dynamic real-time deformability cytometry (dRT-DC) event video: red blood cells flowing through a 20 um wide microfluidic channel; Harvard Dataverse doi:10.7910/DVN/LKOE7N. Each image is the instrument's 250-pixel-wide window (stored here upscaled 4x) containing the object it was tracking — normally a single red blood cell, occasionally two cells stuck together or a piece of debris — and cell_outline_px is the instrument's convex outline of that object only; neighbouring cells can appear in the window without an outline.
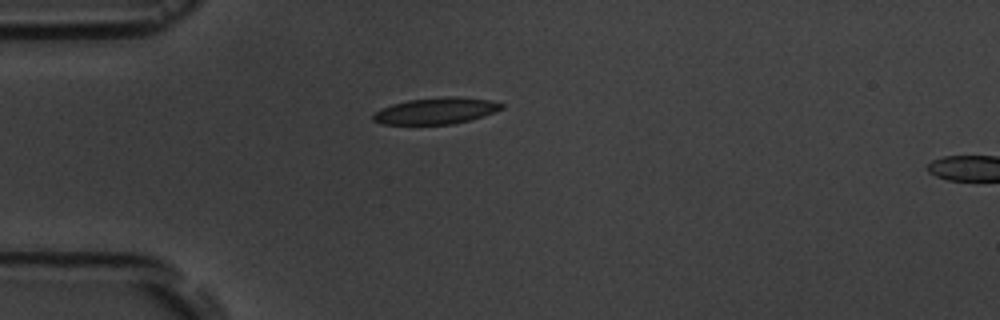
{"species": "common noctule bat (a hibernating species)", "species_latin": "Nyctalus noctula", "temperature_condition": "room temperature", "stored_images_in_passage": 2, "camera_frame_rate_fps": 3000, "um_per_image_px": 0.085, "animal": {"sex": "male", "body_mass_g": 19.5, "forearm_length_mm": 54.6}, "frame": {"image": 1, "passage_image": 1, "time_ms": 0.0, "image_size_px": [1000, 320], "cell_outline_px": [[504, 108], [468, 120], [452, 124], [380, 124], [372, 120], [372, 112], [380, 108], [392, 104], [408, 100], [444, 96], [460, 96], [492, 100], [504, 104]], "centroid_in_image_um": [37.01, 9.4], "position_along_channel_um": 48.0, "area_um2": 19.88}}